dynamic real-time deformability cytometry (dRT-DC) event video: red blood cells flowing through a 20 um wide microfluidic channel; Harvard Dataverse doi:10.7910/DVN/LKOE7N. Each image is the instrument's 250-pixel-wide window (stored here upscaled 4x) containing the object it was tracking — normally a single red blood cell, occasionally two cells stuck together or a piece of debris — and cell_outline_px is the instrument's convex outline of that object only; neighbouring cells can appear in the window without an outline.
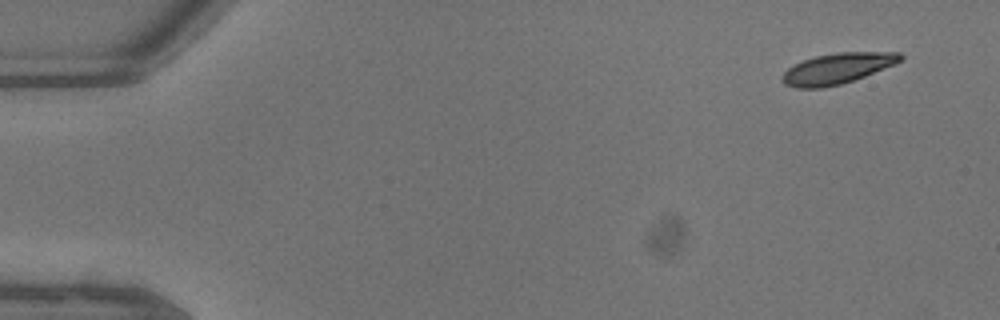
{"species": "common noctule bat (a hibernating species)", "species_latin": "Nyctalus noctula", "temperature_condition": "warm", "stored_images_in_passage": 10, "camera_frame_rate_fps": 3000, "um_per_image_px": 0.085, "animal": {"sex": "male", "body_mass_g": 13.3}, "frame": {"image": 1, "passage_image": 4, "time_ms": 1.0, "image_size_px": [1000, 320], "cell_outline_px": [[900, 56], [896, 60], [868, 72], [844, 80], [828, 84], [800, 84], [812, 60], [828, 56]], "centroid_in_image_um": [71.6, 5.78], "position_along_channel_um": 13.4, "area_um2": 12.6}}